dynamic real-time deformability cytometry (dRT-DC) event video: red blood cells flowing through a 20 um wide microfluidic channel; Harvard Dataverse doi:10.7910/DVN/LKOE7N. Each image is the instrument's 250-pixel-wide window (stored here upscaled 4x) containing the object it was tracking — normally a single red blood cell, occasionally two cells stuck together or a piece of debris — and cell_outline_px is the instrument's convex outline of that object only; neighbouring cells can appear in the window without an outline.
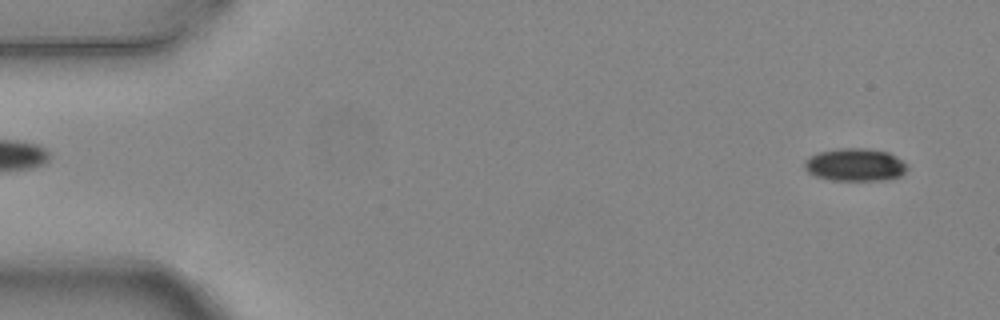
{"species": "common noctule bat (a hibernating species)", "species_latin": "Nyctalus noctula", "temperature_condition": "warm", "stored_images_in_passage": 4, "camera_frame_rate_fps": 3000, "um_per_image_px": 0.085, "animal": {"sex": "female", "body_mass_g": 24.6, "forearm_length_mm": 56.2}, "frame": {"image": 1, "passage_image": 1, "time_ms": 0.0, "image_size_px": [1000, 320], "cell_outline_px": [[908, 168], [900, 176], [888, 180], [832, 180], [816, 176], [808, 172], [804, 168], [804, 160], [808, 156], [820, 152], [840, 148], [868, 148], [888, 152], [896, 156], [908, 164]], "centroid_in_image_um": [72.7, 14.0], "position_along_channel_um": 12.3, "area_um2": 19.77}}
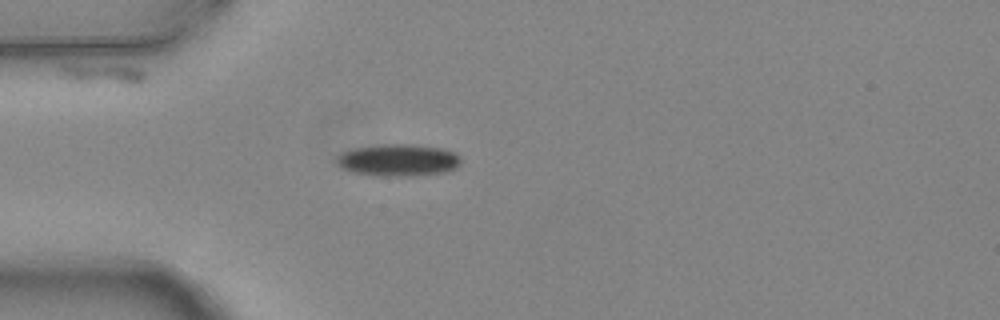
{"frame": {"image": 2, "passage_image": 4, "time_ms": 1.0, "image_size_px": [1000, 320], "cell_outline_px": [[460, 164], [456, 168], [444, 172], [404, 176], [388, 176], [356, 172], [344, 168], [336, 164], [336, 156], [340, 152], [352, 148], [384, 144], [412, 144], [444, 148], [456, 152], [460, 156]], "centroid_in_image_um": [33.87, 13.58], "position_along_channel_um": 51.1, "area_um2": 23.18}}